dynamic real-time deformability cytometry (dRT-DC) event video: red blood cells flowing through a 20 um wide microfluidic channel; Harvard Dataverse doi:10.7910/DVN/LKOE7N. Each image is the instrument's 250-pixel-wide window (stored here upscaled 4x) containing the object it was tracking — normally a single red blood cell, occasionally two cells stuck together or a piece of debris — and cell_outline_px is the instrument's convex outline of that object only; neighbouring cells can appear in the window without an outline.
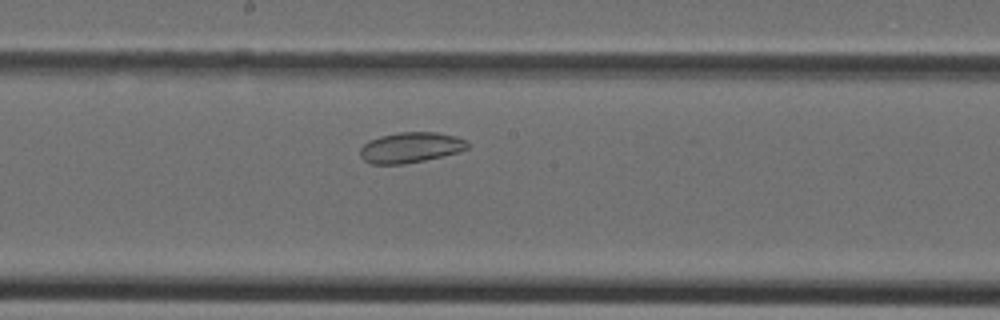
{"species": "Egyptian fruit bat (a non-hibernating species)", "species_latin": "Rousettus aegyptiacus", "temperature_condition": "cold", "stored_images_in_passage": 36, "camera_frame_rate_fps": 3000, "um_per_image_px": 0.085, "animal": {"sex": "female"}, "frame": {"image": 1, "passage_image": 18, "time_ms": 5.667, "image_size_px": [1000, 320], "cell_outline_px": [[468, 148], [460, 152], [424, 160], [404, 164], [372, 164], [364, 160], [360, 156], [360, 148], [368, 140], [380, 136], [400, 132], [436, 132], [456, 136], [464, 140], [468, 144]], "centroid_in_image_um": [34.88, 12.54], "position_along_channel_um": 213.3, "area_um2": 19.07}}
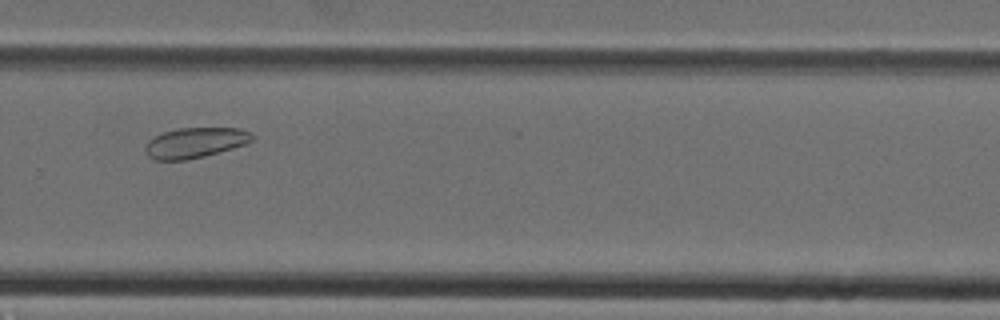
{"frame": {"image": 2, "passage_image": 24, "time_ms": 7.667, "image_size_px": [1000, 320], "cell_outline_px": [[256, 136], [252, 140], [244, 144], [232, 148], [204, 156], [188, 160], [156, 160], [148, 156], [144, 148], [148, 140], [164, 132], [176, 128], [240, 128], [252, 132]], "centroid_in_image_um": [16.59, 12.12], "position_along_channel_um": 313.2, "area_um2": 18.9}}
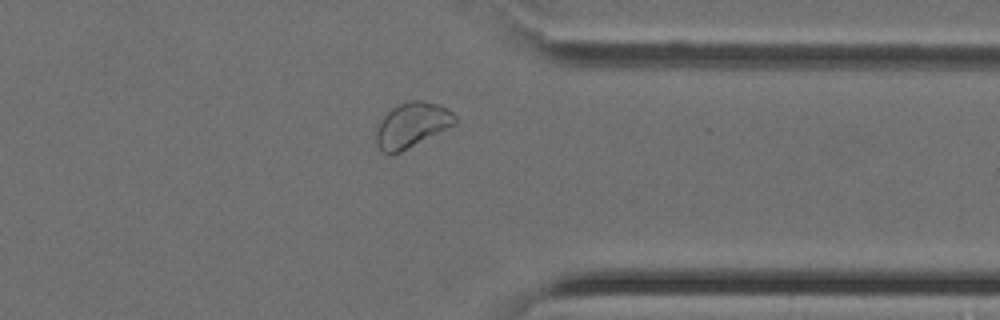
{"frame": {"image": 3, "passage_image": 28, "time_ms": 9.0, "image_size_px": [1000, 320], "cell_outline_px": [[456, 124], [392, 156], [388, 156], [380, 152], [376, 144], [376, 132], [384, 116], [392, 108], [400, 104], [412, 100], [424, 100], [440, 104], [448, 108], [456, 116]], "centroid_in_image_um": [35.01, 10.65], "position_along_channel_um": 376.4, "area_um2": 20.75}}